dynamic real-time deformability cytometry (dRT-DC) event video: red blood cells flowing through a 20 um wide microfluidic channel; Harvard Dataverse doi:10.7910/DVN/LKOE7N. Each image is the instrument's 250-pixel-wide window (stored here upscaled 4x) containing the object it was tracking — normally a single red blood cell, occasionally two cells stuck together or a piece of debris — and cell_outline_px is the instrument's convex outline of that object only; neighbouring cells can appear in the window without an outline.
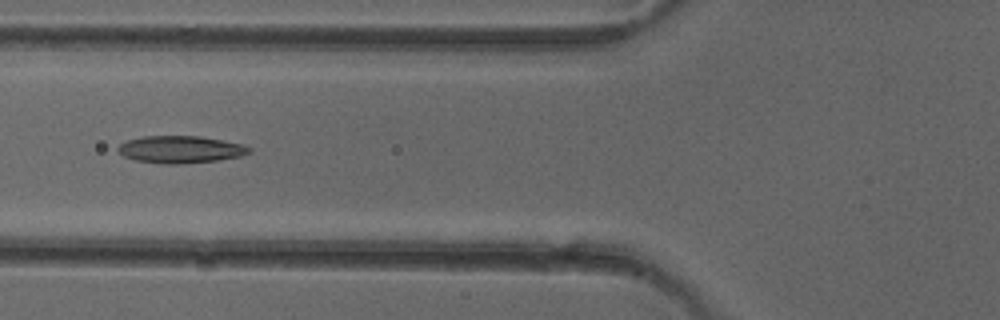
{"species": "common noctule bat (a hibernating species)", "species_latin": "Nyctalus noctula", "temperature_condition": "cold", "stored_images_in_passage": 2, "camera_frame_rate_fps": 3000, "um_per_image_px": 0.085, "animal": {"sex": "female"}, "frame": {"image": 1, "passage_image": 2, "time_ms": 1.333, "image_size_px": [1000, 320], "cell_outline_px": [[252, 152], [240, 156], [216, 160], [180, 164], [164, 164], [136, 160], [124, 156], [116, 152], [116, 148], [120, 144], [128, 140], [144, 136], [200, 136], [244, 144], [252, 148]], "centroid_in_image_um": [15.34, 12.7], "position_along_channel_um": 110.5, "area_um2": 20.87}}